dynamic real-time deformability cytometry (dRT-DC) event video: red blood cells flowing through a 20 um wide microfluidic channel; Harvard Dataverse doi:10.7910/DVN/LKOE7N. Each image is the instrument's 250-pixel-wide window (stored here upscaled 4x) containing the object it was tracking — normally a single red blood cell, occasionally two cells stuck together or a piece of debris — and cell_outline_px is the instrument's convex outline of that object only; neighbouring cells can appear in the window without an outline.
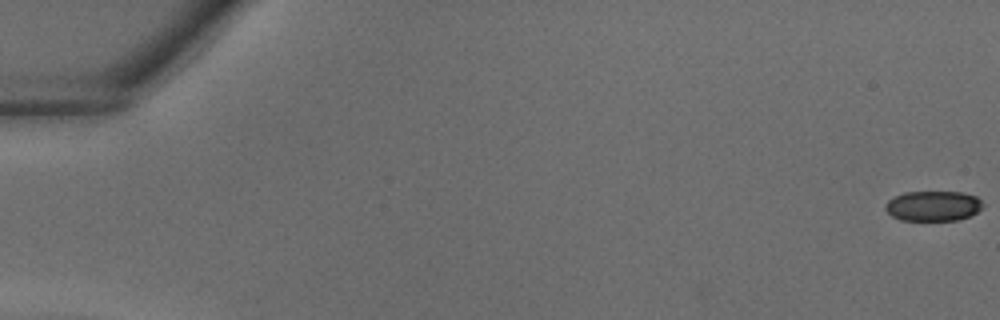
{"species": "common noctule bat (a hibernating species)", "species_latin": "Nyctalus noctula", "temperature_condition": "warm", "stored_images_in_passage": 40, "camera_frame_rate_fps": 3000, "um_per_image_px": 0.085, "animal": {"sex": "male", "body_mass_g": 18.8}, "frame": {"image": 1, "passage_image": 1, "time_ms": 0.0, "image_size_px": [1000, 320], "cell_outline_px": [[984, 204], [976, 212], [960, 220], [900, 220], [892, 216], [884, 208], [884, 204], [888, 200], [904, 192], [964, 192], [976, 196]], "centroid_in_image_um": [79.3, 17.5], "position_along_channel_um": 5.7, "area_um2": 17.11}}
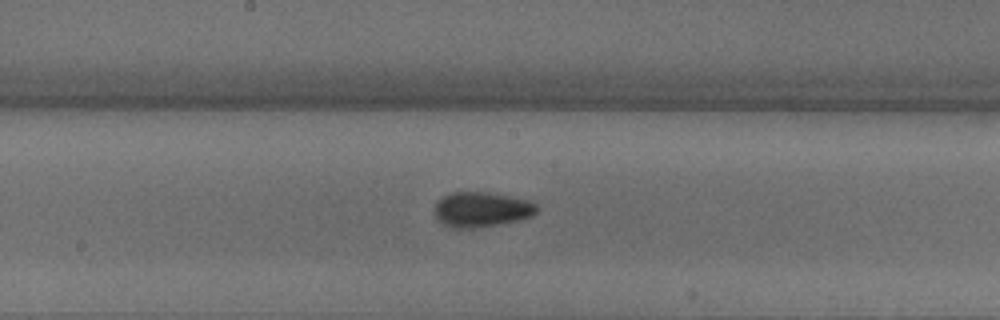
{"frame": {"image": 2, "passage_image": 22, "time_ms": 7.0, "image_size_px": [1000, 320], "cell_outline_px": [[536, 212], [532, 216], [516, 220], [496, 224], [472, 228], [456, 228], [444, 224], [436, 216], [436, 204], [444, 196], [452, 192], [488, 192], [528, 200], [536, 204]], "centroid_in_image_um": [40.94, 17.79], "position_along_channel_um": 207.3, "area_um2": 20.29}}
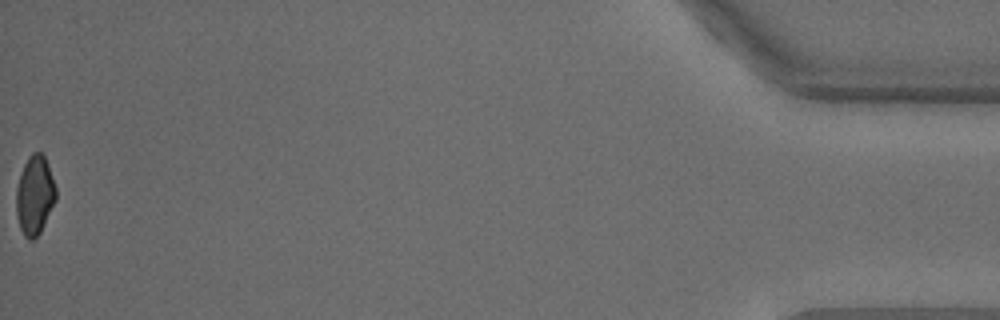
{"frame": {"image": 3, "passage_image": 40, "time_ms": 13.0, "image_size_px": [1000, 320], "cell_outline_px": [[56, 200], [40, 232], [32, 240], [28, 240], [24, 236], [20, 228], [16, 212], [16, 188], [20, 172], [28, 156], [32, 152], [40, 152], [44, 156], [48, 164], [56, 188]], "centroid_in_image_um": [2.94, 16.58], "position_along_channel_um": 432.3, "area_um2": 18.32}}